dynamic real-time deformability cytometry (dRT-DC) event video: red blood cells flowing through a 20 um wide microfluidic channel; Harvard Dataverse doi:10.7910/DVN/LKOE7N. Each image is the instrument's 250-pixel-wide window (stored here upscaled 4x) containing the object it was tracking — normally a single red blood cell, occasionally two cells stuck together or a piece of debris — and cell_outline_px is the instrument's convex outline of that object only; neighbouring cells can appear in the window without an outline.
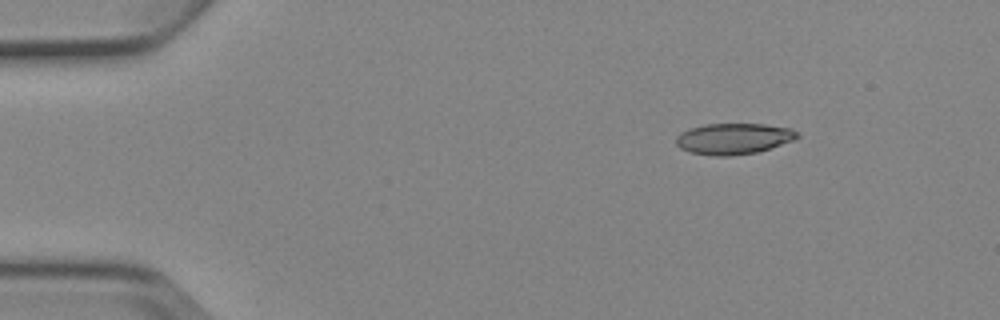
{"species": "Egyptian fruit bat (a non-hibernating species)", "species_latin": "Rousettus aegyptiacus", "temperature_condition": "cold", "stored_images_in_passage": 5, "segment_of_instrument_passage": [1, 2], "camera_frame_rate_fps": 3000, "um_per_image_px": 0.085, "animal": {"sex": "female"}, "frame": {"image": 1, "passage_image": 2, "time_ms": 1.333, "image_size_px": [1000, 320], "cell_outline_px": [[800, 136], [796, 140], [756, 152], [728, 156], [716, 156], [692, 152], [680, 148], [676, 144], [676, 136], [680, 132], [704, 124], [764, 124], [792, 128]], "centroid_in_image_um": [62.37, 11.78], "position_along_channel_um": 22.6, "area_um2": 21.85}}